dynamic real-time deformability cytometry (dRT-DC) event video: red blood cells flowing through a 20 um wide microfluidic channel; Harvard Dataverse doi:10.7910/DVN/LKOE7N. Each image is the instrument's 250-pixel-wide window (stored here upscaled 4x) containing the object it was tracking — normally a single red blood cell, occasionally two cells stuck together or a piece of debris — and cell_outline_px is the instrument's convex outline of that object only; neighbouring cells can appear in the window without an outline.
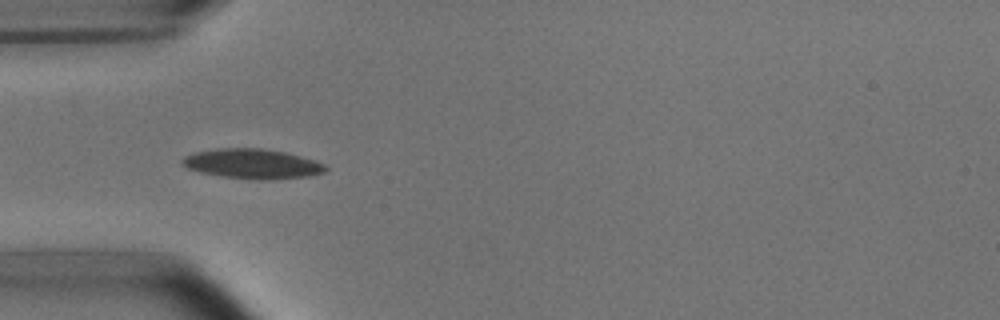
{"species": "common noctule bat (a hibernating species)", "species_latin": "Nyctalus noctula", "temperature_condition": "room temperature", "stored_images_in_passage": 7, "camera_frame_rate_fps": 3000, "um_per_image_px": 0.085, "animal": {"sex": "male", "body_mass_g": 15.6}, "frame": {"image": 1, "passage_image": 3, "time_ms": 3.0, "image_size_px": [1000, 320], "cell_outline_px": [[328, 168], [324, 172], [312, 176], [272, 180], [256, 180], [224, 176], [200, 172], [188, 168], [180, 164], [180, 160], [184, 156], [192, 152], [216, 148], [264, 148], [284, 152], [300, 156], [324, 164]], "centroid_in_image_um": [21.42, 13.92], "position_along_channel_um": 63.6, "area_um2": 25.09}}
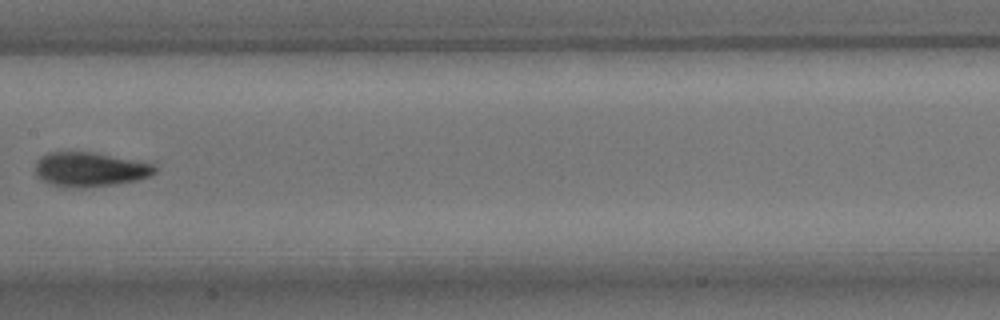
{"frame": {"image": 2, "passage_image": 6, "time_ms": 6.667, "image_size_px": [1000, 320], "cell_outline_px": [[156, 172], [152, 176], [140, 180], [116, 184], [84, 188], [64, 188], [48, 184], [40, 180], [36, 176], [36, 160], [48, 152], [92, 152], [152, 164], [156, 168]], "centroid_in_image_um": [7.6, 14.43], "position_along_channel_um": 199.8, "area_um2": 24.22}}
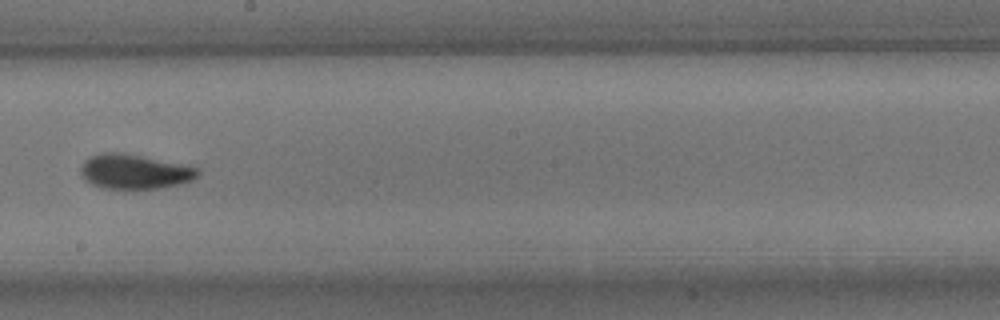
{"frame": {"image": 3, "passage_image": 7, "time_ms": 7.667, "image_size_px": [1000, 320], "cell_outline_px": [[200, 176], [192, 180], [180, 184], [160, 188], [124, 192], [100, 188], [84, 180], [80, 172], [80, 168], [84, 160], [100, 152], [116, 152], [140, 156], [200, 168]], "centroid_in_image_um": [11.4, 14.65], "position_along_channel_um": 236.8, "area_um2": 24.39}}